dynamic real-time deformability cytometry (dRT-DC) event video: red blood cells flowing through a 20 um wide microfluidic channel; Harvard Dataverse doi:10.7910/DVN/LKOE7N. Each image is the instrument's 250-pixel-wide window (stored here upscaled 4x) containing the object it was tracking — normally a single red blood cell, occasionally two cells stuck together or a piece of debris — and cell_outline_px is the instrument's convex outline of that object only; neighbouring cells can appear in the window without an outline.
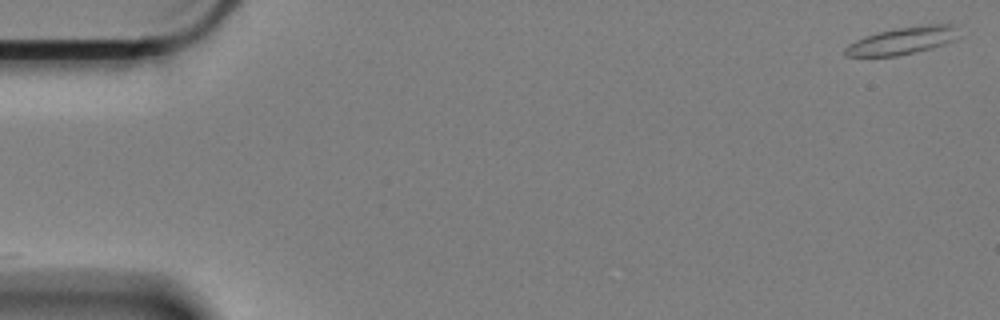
{"species": "Egyptian fruit bat (a non-hibernating species)", "species_latin": "Rousettus aegyptiacus", "temperature_condition": "cold", "stored_images_in_passage": 13, "camera_frame_rate_fps": 3000, "um_per_image_px": 0.085, "animal": {"sex": "female"}, "frame": {"image": 1, "passage_image": 1, "time_ms": 0.0, "image_size_px": [1000, 320], "cell_outline_px": [[956, 40], [944, 44], [896, 56], [844, 56], [844, 48], [848, 44], [856, 40], [876, 32], [896, 28], [928, 24], [956, 24]], "centroid_in_image_um": [76.67, 3.45], "position_along_channel_um": 8.3, "area_um2": 17.86}}